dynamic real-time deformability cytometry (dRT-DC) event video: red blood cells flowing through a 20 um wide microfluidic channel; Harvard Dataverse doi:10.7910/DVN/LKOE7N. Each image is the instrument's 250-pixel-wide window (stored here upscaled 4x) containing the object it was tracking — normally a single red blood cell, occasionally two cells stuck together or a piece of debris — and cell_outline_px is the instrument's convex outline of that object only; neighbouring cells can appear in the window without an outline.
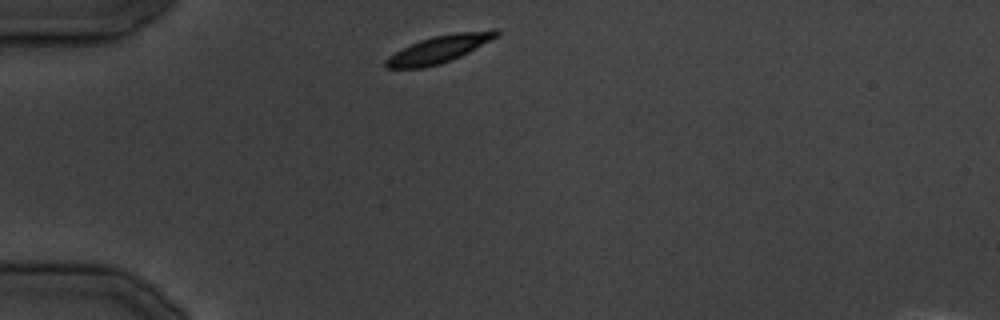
{"species": "common noctule bat (a hibernating species)", "species_latin": "Nyctalus noctula", "temperature_condition": "cold", "stored_images_in_passage": 23, "camera_frame_rate_fps": 3000, "um_per_image_px": 0.085, "animal": {"sex": "male", "body_mass_g": 19.5, "forearm_length_mm": 54.6}, "frame": {"image": 1, "passage_image": 1, "time_ms": 0.0, "image_size_px": [1000, 320], "cell_outline_px": [[500, 32], [496, 36], [468, 52], [460, 56], [440, 64], [424, 68], [384, 68], [384, 60], [388, 56], [420, 40], [432, 36], [456, 32], [492, 28], [496, 28]], "centroid_in_image_um": [37.31, 4.16], "position_along_channel_um": 47.7, "area_um2": 17.51}}
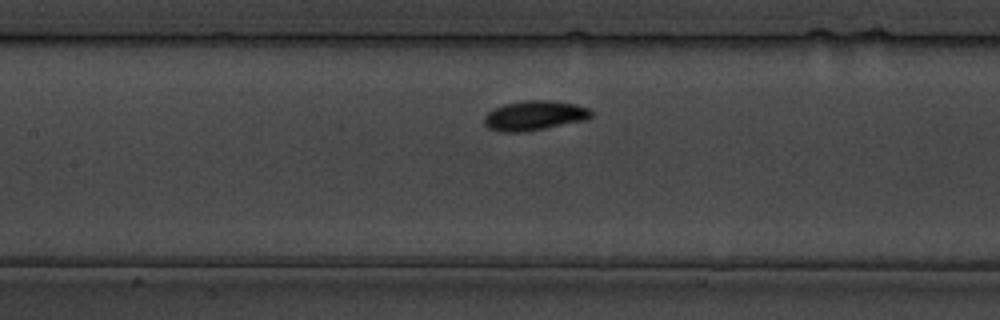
{"frame": {"image": 2, "passage_image": 9, "time_ms": 9.0, "image_size_px": [1000, 320], "cell_outline_px": [[592, 116], [584, 120], [524, 132], [500, 132], [488, 128], [484, 124], [484, 116], [488, 112], [504, 104], [528, 100], [544, 100], [576, 104], [588, 108], [592, 112]], "centroid_in_image_um": [45.4, 9.83], "position_along_channel_um": 162.0, "area_um2": 18.26}}
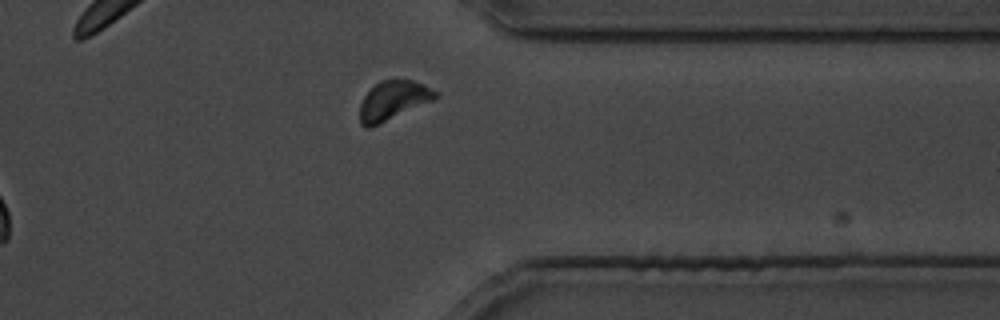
{"frame": {"image": 3, "passage_image": 20, "time_ms": 23.333, "image_size_px": [1000, 320], "cell_outline_px": [[440, 96], [432, 100], [368, 128], [364, 128], [360, 124], [360, 104], [364, 96], [380, 80], [396, 76], [412, 80], [424, 84], [440, 92]], "centroid_in_image_um": [33.44, 8.47], "position_along_channel_um": 378.0, "area_um2": 17.34}}